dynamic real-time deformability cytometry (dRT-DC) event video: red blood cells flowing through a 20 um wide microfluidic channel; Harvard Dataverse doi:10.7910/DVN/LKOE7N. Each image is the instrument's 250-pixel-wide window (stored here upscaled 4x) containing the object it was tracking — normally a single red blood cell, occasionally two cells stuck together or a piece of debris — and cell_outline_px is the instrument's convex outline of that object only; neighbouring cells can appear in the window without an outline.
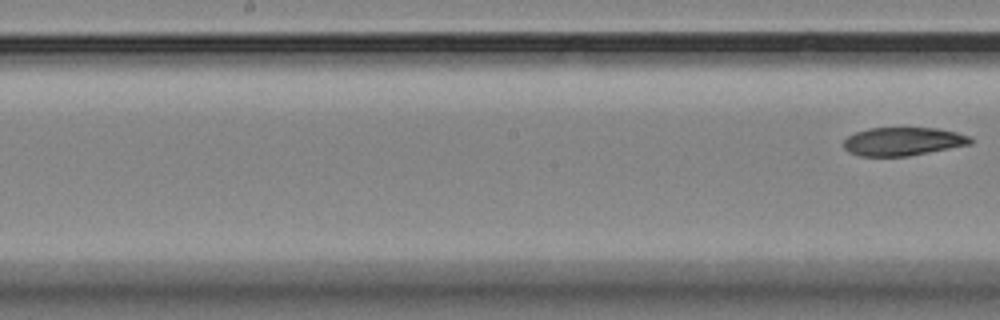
{"species": "Egyptian fruit bat (a non-hibernating species)", "species_latin": "Rousettus aegyptiacus", "temperature_condition": "room temperature", "stored_images_in_passage": 10, "camera_frame_rate_fps": 3000, "um_per_image_px": 0.085, "animal": {"sex": "female"}, "frame": {"image": 1, "passage_image": 10, "time_ms": 11.0, "image_size_px": [1000, 320], "cell_outline_px": [[972, 144], [908, 156], [860, 156], [848, 152], [844, 148], [844, 140], [848, 136], [856, 132], [868, 128], [936, 128], [956, 132], [972, 136]], "centroid_in_image_um": [76.76, 12.02], "position_along_channel_um": 171.4, "area_um2": 20.98}}